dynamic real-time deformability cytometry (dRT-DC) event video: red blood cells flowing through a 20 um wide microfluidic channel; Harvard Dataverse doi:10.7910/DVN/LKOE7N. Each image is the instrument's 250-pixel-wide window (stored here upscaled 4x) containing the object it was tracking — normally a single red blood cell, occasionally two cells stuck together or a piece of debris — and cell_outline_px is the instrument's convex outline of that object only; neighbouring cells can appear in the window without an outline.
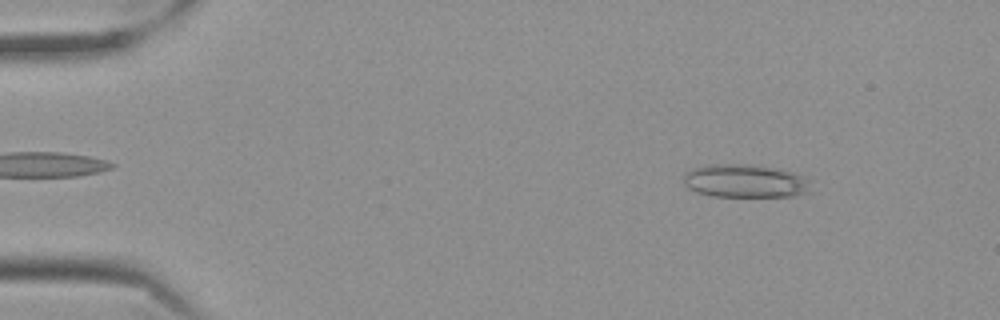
{"species": "Egyptian fruit bat (a non-hibernating species)", "species_latin": "Rousettus aegyptiacus", "temperature_condition": "cold", "stored_images_in_passage": 57, "camera_frame_rate_fps": 3000, "um_per_image_px": 0.085, "frame": {"image": 1, "passage_image": 7, "time_ms": 2.0, "image_size_px": [1000, 320], "cell_outline_px": [[812, 192], [796, 196], [712, 196], [696, 192], [688, 188], [684, 184], [684, 172], [692, 168], [708, 164], [744, 164], [772, 168], [792, 172], [804, 176], [812, 180]], "centroid_in_image_um": [63.37, 15.39], "position_along_channel_um": 21.6, "area_um2": 24.97}}
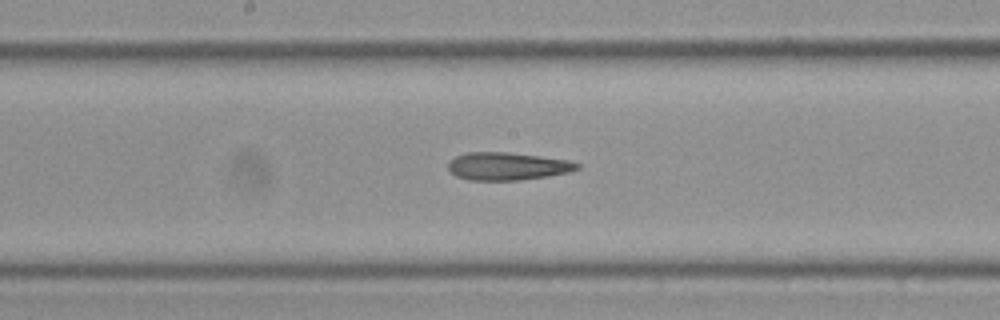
{"frame": {"image": 2, "passage_image": 30, "time_ms": 9.667, "image_size_px": [1000, 320], "cell_outline_px": [[580, 168], [568, 172], [548, 176], [520, 180], [468, 180], [456, 176], [448, 168], [448, 160], [456, 156], [468, 152], [508, 152], [540, 156], [568, 160], [580, 164]], "centroid_in_image_um": [43.11, 14.13], "position_along_channel_um": 205.1, "area_um2": 20.87}}
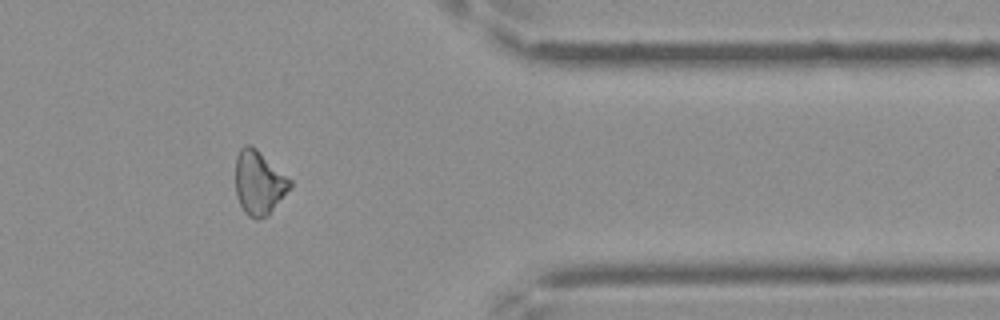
{"frame": {"image": 3, "passage_image": 47, "time_ms": 15.333, "image_size_px": [1000, 320], "cell_outline_px": [[292, 188], [268, 216], [260, 220], [256, 220], [248, 216], [244, 212], [236, 196], [236, 156], [240, 148], [244, 144], [248, 144], [256, 148], [292, 180]], "centroid_in_image_um": [22.03, 15.56], "position_along_channel_um": 389.4, "area_um2": 20.69}, "authors_computed_cell_mechanics": {"area_um2": 21.2126, "velocity_mm_per_s": 3.5492, "shape_relaxation_time_tau1_ms": null, "shape_relaxation_time_tau2_ms": 3.5478, "deformation_change_tau1": null, "deformation_change_tau2": 0.1421}}